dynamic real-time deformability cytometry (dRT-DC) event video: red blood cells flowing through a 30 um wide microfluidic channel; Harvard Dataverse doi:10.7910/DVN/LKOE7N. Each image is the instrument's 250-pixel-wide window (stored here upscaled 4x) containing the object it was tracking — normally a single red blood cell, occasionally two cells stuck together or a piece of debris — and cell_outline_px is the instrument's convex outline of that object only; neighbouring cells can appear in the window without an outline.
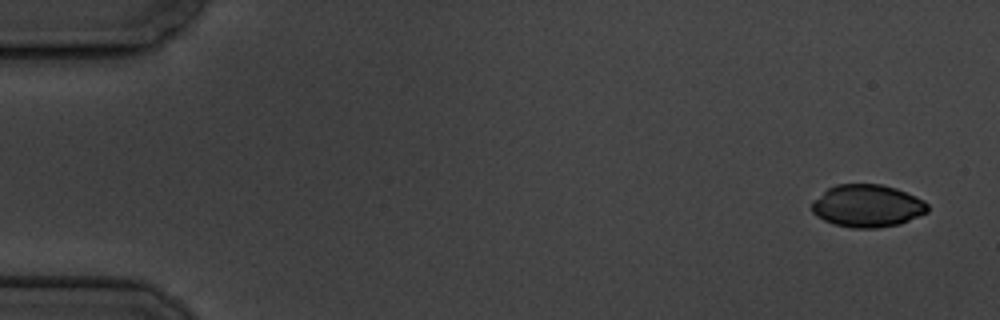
{"species": "common noctule bat (a hibernating species)", "species_latin": "Nyctalus noctula", "temperature_condition": "cold", "stored_images_in_passage": 8, "camera_frame_rate_fps": 3000, "um_per_image_px": 0.085, "animal": {"sex": "male", "body_mass_g": 19.5, "forearm_length_mm": 54.6}, "frame": {"image": 1, "passage_image": 1, "time_ms": 0.0, "image_size_px": [1000, 320], "cell_outline_px": [[928, 212], [900, 224], [876, 228], [852, 228], [836, 224], [824, 220], [816, 216], [812, 212], [812, 200], [828, 188], [836, 184], [880, 184], [896, 188], [916, 196], [924, 200], [928, 204]], "centroid_in_image_um": [73.72, 17.49], "position_along_channel_um": 11.3, "area_um2": 28.78}}